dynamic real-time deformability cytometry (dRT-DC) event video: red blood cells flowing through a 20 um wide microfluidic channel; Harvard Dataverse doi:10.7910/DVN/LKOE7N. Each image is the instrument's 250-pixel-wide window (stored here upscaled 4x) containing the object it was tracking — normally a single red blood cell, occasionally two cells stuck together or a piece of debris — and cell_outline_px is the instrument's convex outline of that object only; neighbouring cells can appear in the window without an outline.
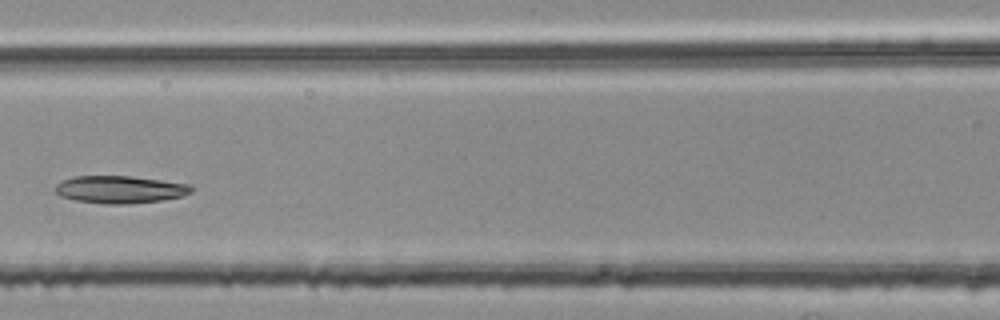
{"species": "common noctule bat (a hibernating species)", "species_latin": "Nyctalus noctula", "temperature_condition": "room temperature", "stored_images_in_passage": 5, "camera_frame_rate_fps": 3000, "um_per_image_px": 0.085, "animal": {"sex": "female", "body_mass_g": 25.1}, "frame": {"image": 1, "passage_image": 5, "time_ms": 1.333, "image_size_px": [1000, 320], "cell_outline_px": [[192, 192], [184, 196], [164, 200], [124, 204], [104, 204], [76, 200], [60, 196], [56, 192], [56, 184], [60, 180], [72, 176], [128, 176], [160, 180], [188, 184], [192, 188]], "centroid_in_image_um": [10.17, 16.11], "position_along_channel_um": 156.4, "area_um2": 21.79}}